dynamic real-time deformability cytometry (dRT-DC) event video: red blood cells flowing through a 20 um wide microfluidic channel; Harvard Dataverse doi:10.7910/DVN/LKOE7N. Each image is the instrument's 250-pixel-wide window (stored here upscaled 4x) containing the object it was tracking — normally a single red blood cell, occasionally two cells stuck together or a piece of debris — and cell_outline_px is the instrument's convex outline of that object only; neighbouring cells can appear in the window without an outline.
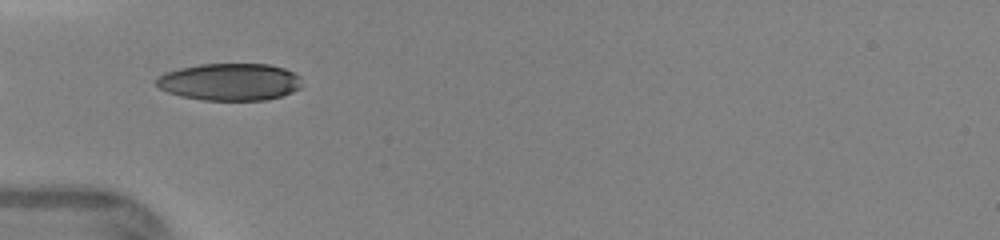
{"species": "human", "species_latin": "Homo sapiens", "temperature_condition": "warm", "stored_images_in_passage": 12, "camera_frame_rate_fps": 3000, "um_per_image_px": 0.085, "donor": {"sex": "female"}, "frame": {"image": 1, "passage_image": 1, "time_ms": 0.0, "image_size_px": [1000, 240], "cell_outline_px": [[300, 88], [292, 92], [280, 96], [264, 100], [204, 100], [180, 96], [168, 92], [160, 88], [156, 84], [156, 80], [164, 72], [180, 68], [200, 64], [268, 64], [284, 68], [300, 76]], "centroid_in_image_um": [19.53, 6.96], "position_along_channel_um": 65.5, "area_um2": 31.44}}
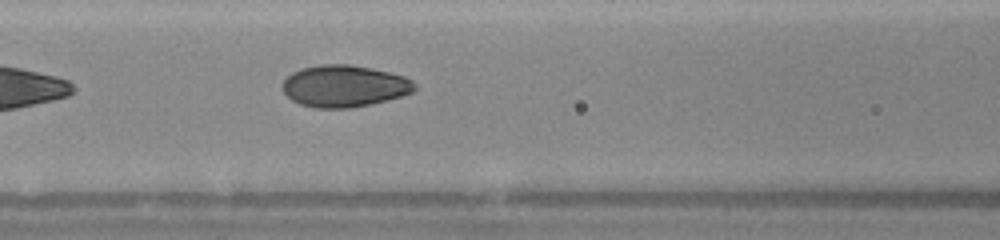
{"frame": {"image": 2, "passage_image": 6, "time_ms": 1.667, "image_size_px": [1000, 240], "cell_outline_px": [[416, 88], [412, 92], [404, 96], [388, 100], [352, 108], [312, 108], [300, 104], [292, 100], [280, 88], [280, 84], [292, 72], [300, 68], [320, 64], [348, 64], [388, 72], [404, 76], [412, 80], [416, 84]], "centroid_in_image_um": [29.24, 7.32], "position_along_channel_um": 137.4, "area_um2": 32.48}}